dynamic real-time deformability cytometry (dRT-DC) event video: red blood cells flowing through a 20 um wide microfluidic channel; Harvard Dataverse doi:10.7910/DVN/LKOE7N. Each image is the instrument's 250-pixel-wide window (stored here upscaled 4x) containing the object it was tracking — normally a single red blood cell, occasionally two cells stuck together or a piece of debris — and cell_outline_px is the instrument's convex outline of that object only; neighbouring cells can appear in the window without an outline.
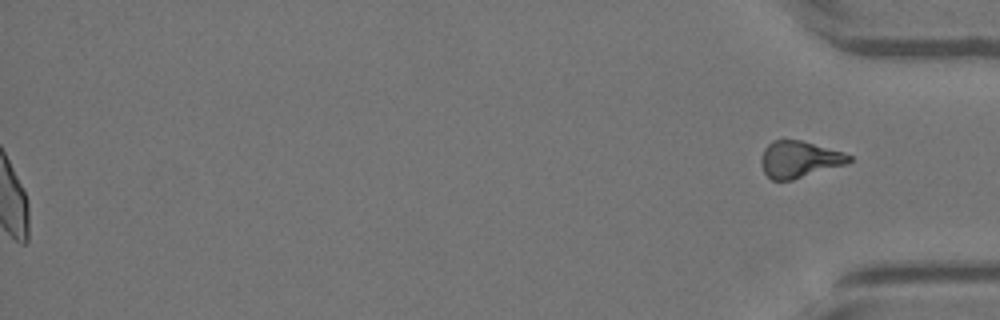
{"species": "Egyptian fruit bat (a non-hibernating species)", "species_latin": "Rousettus aegyptiacus", "temperature_condition": "warm", "stored_images_in_passage": 47, "segment_of_instrument_passage": [2, 2], "camera_frame_rate_fps": 3000, "um_per_image_px": 0.085, "animal": {"sex": "female"}, "frame": {"image": 1, "passage_image": 47, "time_ms": 15.333, "image_size_px": [1000, 320], "cell_outline_px": [[852, 160], [848, 164], [792, 180], [772, 180], [764, 172], [760, 164], [760, 156], [764, 148], [772, 140], [800, 140], [844, 152], [852, 156]], "centroid_in_image_um": [67.94, 13.55], "position_along_channel_um": 367.3, "area_um2": 18.96}}